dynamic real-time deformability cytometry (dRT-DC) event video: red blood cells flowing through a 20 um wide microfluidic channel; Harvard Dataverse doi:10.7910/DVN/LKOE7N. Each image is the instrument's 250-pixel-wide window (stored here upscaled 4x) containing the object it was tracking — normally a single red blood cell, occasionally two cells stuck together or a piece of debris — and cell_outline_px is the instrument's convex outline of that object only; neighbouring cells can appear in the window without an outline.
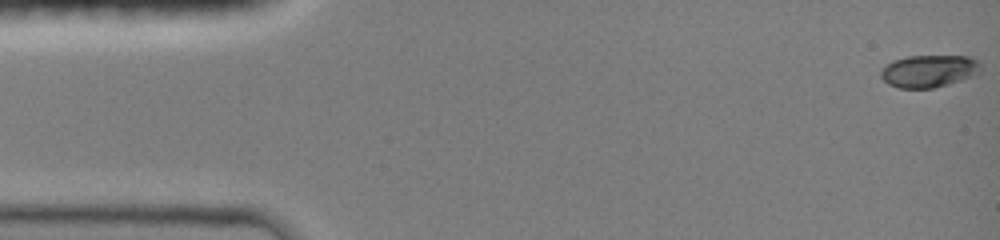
{"species": "common noctule bat (a hibernating species)", "species_latin": "Nyctalus noctula", "temperature_condition": "room temperature", "stored_images_in_passage": 18, "camera_frame_rate_fps": 3000, "um_per_image_px": 0.085, "animal": {"sex": "female", "body_mass_g": 19.0, "forearm_length_mm": 51.5}, "frame": {"image": 1, "passage_image": 1, "time_ms": 0.0, "image_size_px": [1000, 240], "cell_outline_px": [[980, 72], [972, 76], [948, 84], [932, 88], [900, 88], [888, 84], [880, 76], [880, 72], [888, 64], [896, 60], [908, 56], [968, 56], [976, 60], [980, 64]], "centroid_in_image_um": [78.96, 6.04], "position_along_channel_um": 6.0, "area_um2": 18.55}}
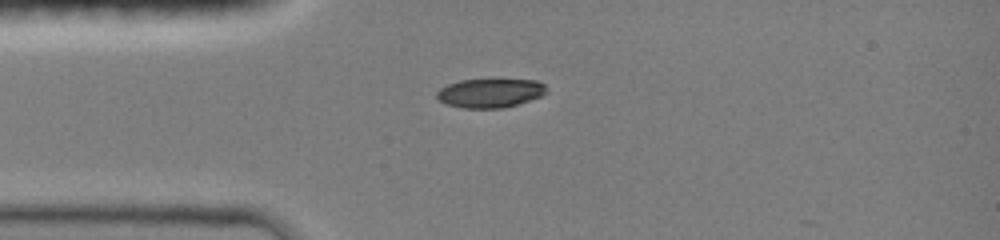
{"frame": {"image": 2, "passage_image": 14, "time_ms": 3.667, "image_size_px": [1000, 240], "cell_outline_px": [[548, 92], [540, 96], [504, 108], [464, 108], [448, 104], [440, 100], [436, 96], [436, 92], [440, 88], [448, 84], [460, 80], [536, 80], [544, 84], [548, 88]], "centroid_in_image_um": [41.67, 7.9], "position_along_channel_um": 43.3, "area_um2": 18.32}}